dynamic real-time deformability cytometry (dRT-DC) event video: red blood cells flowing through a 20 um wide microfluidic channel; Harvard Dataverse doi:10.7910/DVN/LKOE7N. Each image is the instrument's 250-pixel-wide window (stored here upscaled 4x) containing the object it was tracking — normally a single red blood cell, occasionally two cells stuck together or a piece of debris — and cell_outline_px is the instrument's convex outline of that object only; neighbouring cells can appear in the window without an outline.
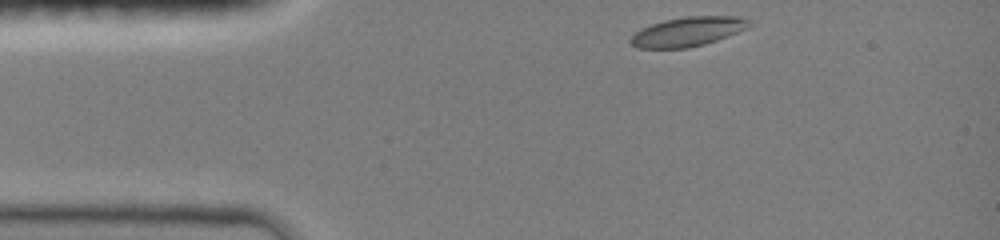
{"species": "common noctule bat (a hibernating species)", "species_latin": "Nyctalus noctula", "temperature_condition": "room temperature", "stored_images_in_passage": 35, "camera_frame_rate_fps": 3000, "um_per_image_px": 0.085, "animal": {"sex": "female", "body_mass_g": 19.0, "forearm_length_mm": 51.5}, "frame": {"image": 1, "passage_image": 1, "time_ms": 0.0, "image_size_px": [1000, 240], "cell_outline_px": [[752, 24], [748, 28], [728, 36], [704, 44], [688, 48], [636, 48], [628, 40], [636, 32], [652, 24], [664, 20], [684, 16], [740, 16], [752, 20]], "centroid_in_image_um": [58.51, 2.68], "position_along_channel_um": 26.5, "area_um2": 20.35}}
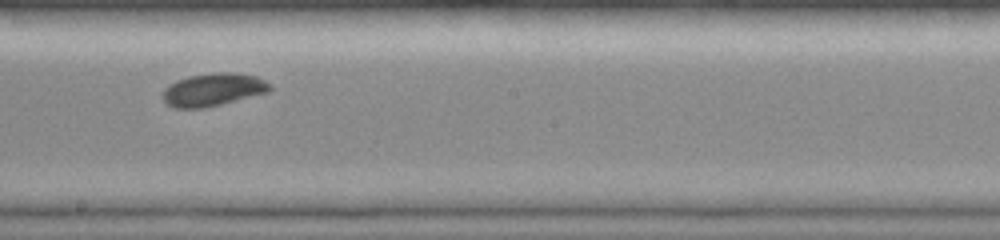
{"frame": {"image": 2, "passage_image": 20, "time_ms": 6.333, "image_size_px": [1000, 240], "cell_outline_px": [[272, 88], [268, 92], [204, 108], [176, 108], [168, 104], [160, 96], [164, 88], [168, 84], [176, 80], [188, 76], [212, 72], [236, 72], [256, 76], [272, 84]], "centroid_in_image_um": [18.09, 7.6], "position_along_channel_um": 230.1, "area_um2": 20.69}}
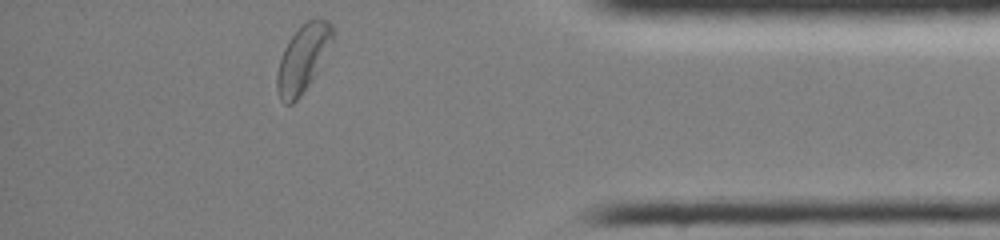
{"frame": {"image": 3, "passage_image": 35, "time_ms": 11.333, "image_size_px": [1000, 240], "cell_outline_px": [[332, 40], [312, 80], [300, 96], [292, 104], [284, 104], [280, 100], [276, 92], [276, 76], [280, 60], [284, 48], [288, 40], [308, 20], [316, 16], [320, 16], [328, 20], [332, 24]], "centroid_in_image_um": [25.71, 4.97], "position_along_channel_um": 409.5, "area_um2": 21.5}, "authors_computed_cell_mechanics": {"area_um2": 20.2878, "velocity_mm_per_s": 3.979, "shape_relaxation_time_tau1_ms": 2.2497, "shape_relaxation_time_tau2_ms": 5.4743, "deformation_change_tau1": 0.0843, "deformation_change_tau2": 0.0649}}